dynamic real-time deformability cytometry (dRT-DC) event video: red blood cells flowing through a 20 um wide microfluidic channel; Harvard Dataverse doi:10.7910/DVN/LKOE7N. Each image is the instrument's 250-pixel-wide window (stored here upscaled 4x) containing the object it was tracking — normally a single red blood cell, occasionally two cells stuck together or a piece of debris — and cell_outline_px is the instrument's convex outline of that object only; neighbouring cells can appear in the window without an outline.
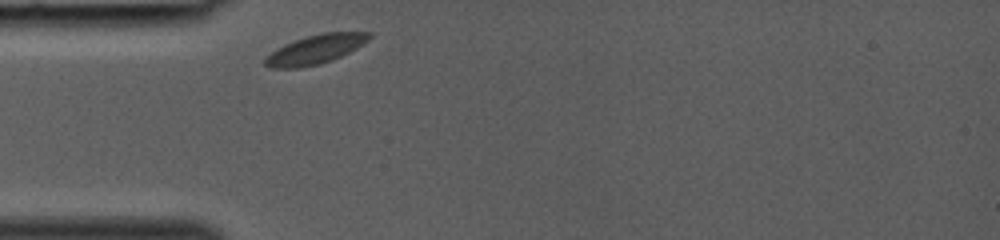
{"species": "common noctule bat (a hibernating species)", "species_latin": "Nyctalus noctula", "temperature_condition": "room temperature", "stored_images_in_passage": 24, "camera_frame_rate_fps": 3000, "um_per_image_px": 0.085, "animal": {"sex": "female", "body_mass_g": 19.0, "forearm_length_mm": 53.3}, "frame": {"image": 1, "passage_image": 1, "time_ms": 0.0, "image_size_px": [1000, 240], "cell_outline_px": [[372, 36], [368, 40], [356, 48], [332, 60], [320, 64], [300, 68], [272, 68], [264, 64], [264, 60], [276, 48], [284, 44], [308, 36], [324, 32], [372, 32]], "centroid_in_image_um": [26.82, 4.2], "position_along_channel_um": 58.2, "area_um2": 17.46}}
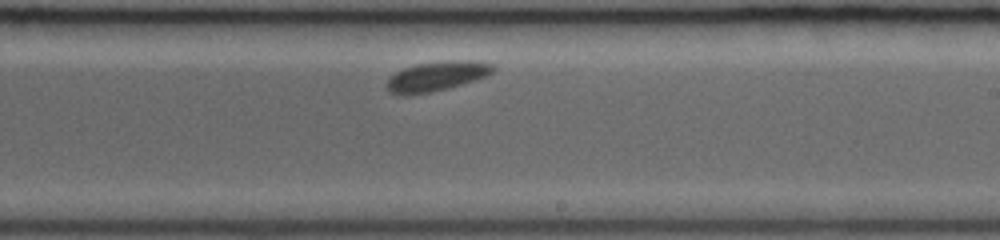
{"frame": {"image": 2, "passage_image": 14, "time_ms": 4.333, "image_size_px": [1000, 240], "cell_outline_px": [[496, 68], [492, 72], [476, 80], [448, 88], [428, 92], [392, 92], [384, 84], [388, 76], [404, 68], [416, 64], [448, 60], [472, 60], [492, 64]], "centroid_in_image_um": [37.16, 6.43], "position_along_channel_um": 251.8, "area_um2": 17.86}}
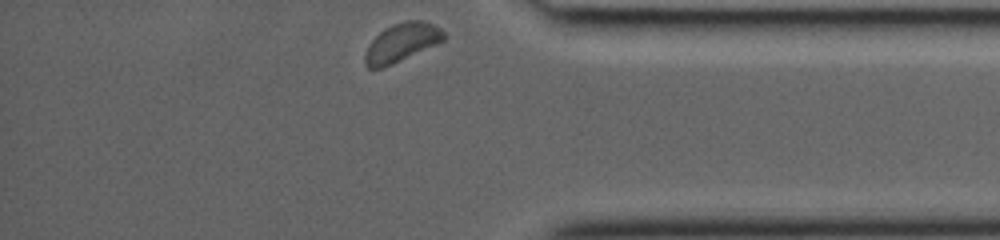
{"frame": {"image": 3, "passage_image": 24, "time_ms": 7.667, "image_size_px": [1000, 240], "cell_outline_px": [[448, 36], [444, 40], [436, 44], [392, 64], [380, 68], [368, 68], [364, 64], [364, 56], [368, 44], [384, 28], [392, 24], [408, 20], [424, 20], [440, 28]], "centroid_in_image_um": [34.13, 3.6], "position_along_channel_um": 401.1, "area_um2": 17.63}}